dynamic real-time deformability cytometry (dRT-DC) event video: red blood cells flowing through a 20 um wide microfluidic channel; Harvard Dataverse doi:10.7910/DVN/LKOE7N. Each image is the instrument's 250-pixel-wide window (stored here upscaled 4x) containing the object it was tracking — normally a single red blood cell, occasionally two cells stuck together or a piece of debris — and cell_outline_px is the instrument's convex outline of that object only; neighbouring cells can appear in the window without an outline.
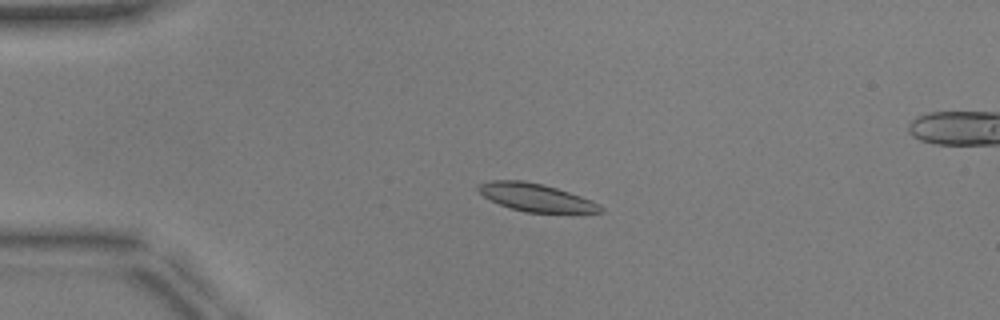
{"species": "common noctule bat (a hibernating species)", "species_latin": "Nyctalus noctula", "temperature_condition": "warm", "stored_images_in_passage": 49, "camera_frame_rate_fps": 3000, "um_per_image_px": 0.085, "animal": {"sex": "male", "body_mass_g": 17.9, "forearm_length_mm": 54.2}, "frame": {"image": 1, "passage_image": 10, "time_ms": 3.0, "image_size_px": [1000, 320], "cell_outline_px": [[604, 212], [524, 212], [500, 204], [484, 196], [476, 188], [480, 184], [488, 180], [524, 180], [556, 188], [592, 200], [600, 204], [604, 208]], "centroid_in_image_um": [45.56, 16.78], "position_along_channel_um": 39.4, "area_um2": 19.48}}
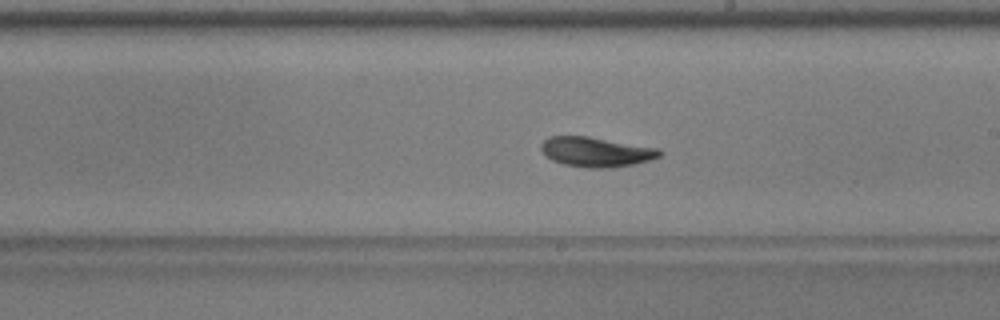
{"frame": {"image": 2, "passage_image": 28, "time_ms": 9.0, "image_size_px": [1000, 320], "cell_outline_px": [[664, 152], [660, 156], [648, 160], [632, 164], [612, 168], [588, 168], [564, 164], [552, 160], [544, 156], [540, 148], [540, 144], [548, 136], [588, 136], [660, 148]], "centroid_in_image_um": [50.65, 12.9], "position_along_channel_um": 238.4, "area_um2": 20.75}}
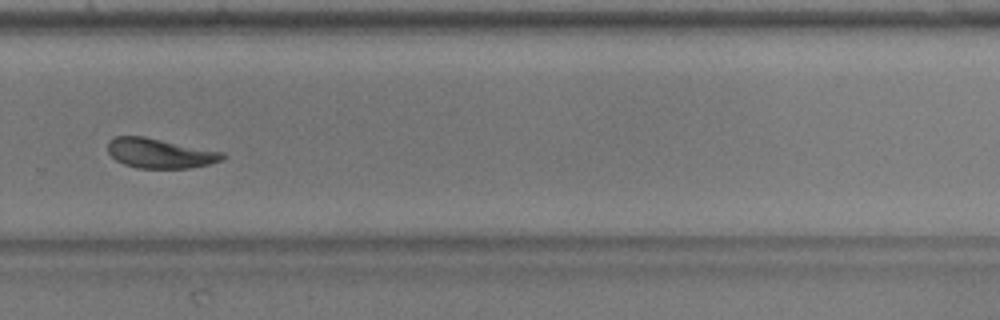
{"frame": {"image": 3, "passage_image": 34, "time_ms": 11.0, "image_size_px": [1000, 320], "cell_outline_px": [[228, 156], [220, 160], [208, 164], [188, 168], [136, 168], [124, 164], [116, 160], [108, 152], [108, 140], [116, 136], [144, 136], [224, 152]], "centroid_in_image_um": [13.58, 13.02], "position_along_channel_um": 316.2, "area_um2": 19.88}, "authors_computed_cell_mechanics": {"area_um2": 19.9988, "velocity_mm_per_s": 3.9013, "shape_relaxation_time_tau1_ms": 2.4818, "shape_relaxation_time_tau2_ms": null, "deformation_change_tau1": 0.1174, "deformation_change_tau2": null}}